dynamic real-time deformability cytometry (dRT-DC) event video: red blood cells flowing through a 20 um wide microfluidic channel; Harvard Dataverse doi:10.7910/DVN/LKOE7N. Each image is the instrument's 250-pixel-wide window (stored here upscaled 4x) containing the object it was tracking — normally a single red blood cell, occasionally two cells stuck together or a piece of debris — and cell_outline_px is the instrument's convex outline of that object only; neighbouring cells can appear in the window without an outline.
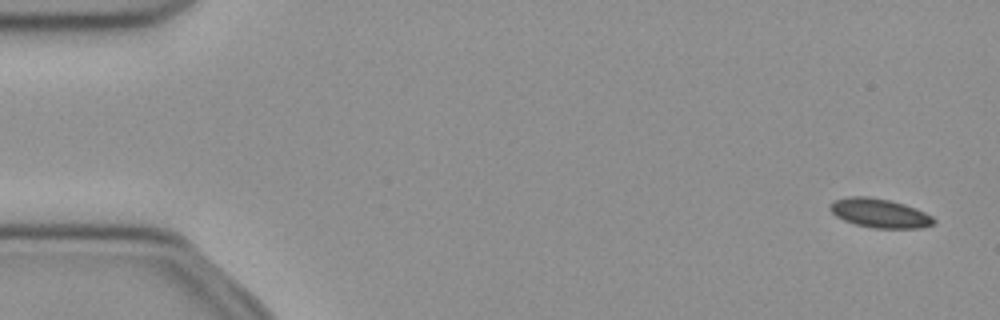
{"species": "common noctule bat (a hibernating species)", "species_latin": "Nyctalus noctula", "temperature_condition": "cold", "stored_images_in_passage": 53, "camera_frame_rate_fps": 3000, "um_per_image_px": 0.085, "animal": {"sex": "female", "body_mass_g": 21.9}, "frame": {"image": 1, "passage_image": 3, "time_ms": 0.667, "image_size_px": [1000, 320], "cell_outline_px": [[936, 224], [920, 228], [872, 228], [856, 224], [844, 220], [836, 216], [828, 208], [828, 204], [836, 200], [852, 196], [868, 196], [888, 200], [904, 204], [916, 208], [932, 216], [936, 220]], "centroid_in_image_um": [74.78, 18.12], "position_along_channel_um": 10.2, "area_um2": 17.57}}
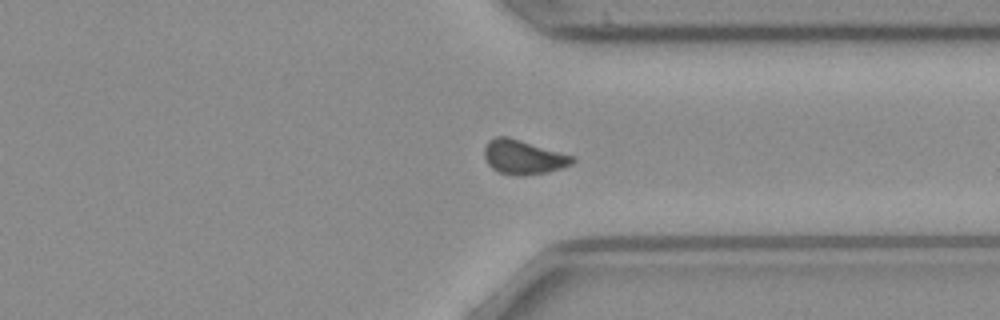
{"frame": {"image": 2, "passage_image": 40, "time_ms": 13.0, "image_size_px": [1000, 320], "cell_outline_px": [[576, 160], [572, 164], [564, 168], [548, 172], [524, 176], [516, 176], [500, 172], [492, 168], [488, 164], [484, 156], [484, 148], [488, 140], [496, 136], [508, 136], [576, 156]], "centroid_in_image_um": [44.52, 13.35], "position_along_channel_um": 366.9, "area_um2": 17.98}}
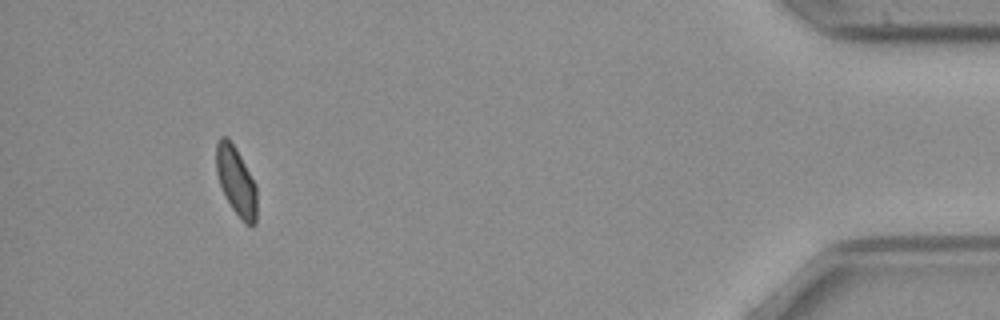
{"frame": {"image": 3, "passage_image": 49, "time_ms": 16.0, "image_size_px": [1000, 320], "cell_outline_px": [[256, 224], [244, 224], [232, 208], [220, 184], [216, 172], [216, 140], [220, 136], [228, 136], [236, 148], [256, 184]], "centroid_in_image_um": [20.06, 15.35], "position_along_channel_um": 415.1, "area_um2": 16.24}, "authors_computed_cell_mechanics": {"area_um2": 17.5712, "velocity_mm_per_s": 3.9529, "shape_relaxation_time_tau1_ms": null, "shape_relaxation_time_tau2_ms": 9.8025, "deformation_change_tau1": null, "deformation_change_tau2": 0.1172}}